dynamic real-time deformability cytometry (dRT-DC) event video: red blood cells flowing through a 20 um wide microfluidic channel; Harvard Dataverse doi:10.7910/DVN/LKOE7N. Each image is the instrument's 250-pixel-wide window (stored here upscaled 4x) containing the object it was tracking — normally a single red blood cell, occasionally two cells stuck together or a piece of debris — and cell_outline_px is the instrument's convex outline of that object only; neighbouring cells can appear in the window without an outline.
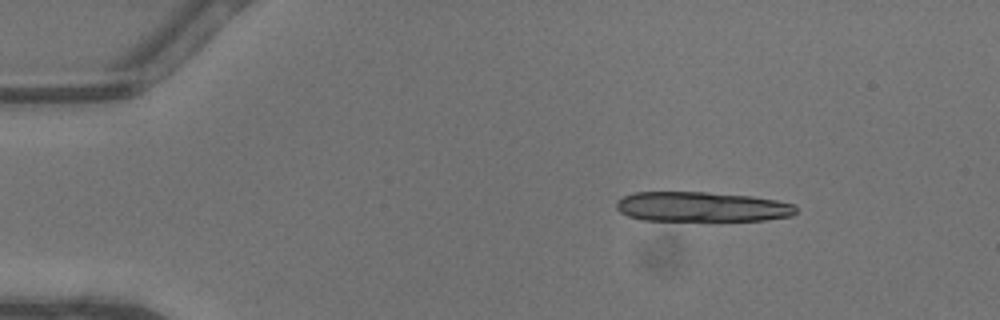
{"species": "common noctule bat (a hibernating species)", "species_latin": "Nyctalus noctula", "temperature_condition": "warm", "stored_images_in_passage": 40, "camera_frame_rate_fps": 3000, "um_per_image_px": 0.085, "animal": {"sex": "male", "body_mass_g": 13.3}, "frame": {"image": 1, "passage_image": 1, "time_ms": 0.0, "image_size_px": [1000, 320], "cell_outline_px": [[796, 212], [792, 216], [764, 220], [640, 220], [628, 216], [620, 212], [616, 208], [616, 200], [624, 196], [636, 192], [708, 192], [752, 196], [776, 200], [796, 204]], "centroid_in_image_um": [59.65, 17.57], "position_along_channel_um": 25.4, "area_um2": 31.39}}
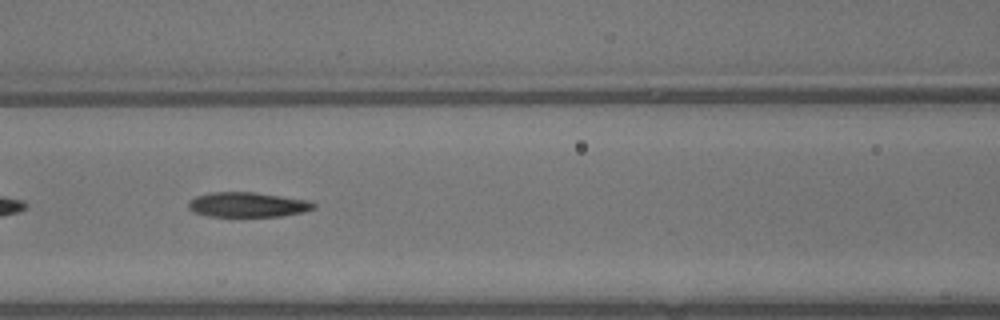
{"frame": {"image": 2, "passage_image": 15, "time_ms": 4.667, "image_size_px": [1000, 320], "cell_outline_px": [[316, 208], [304, 212], [280, 216], [208, 216], [192, 212], [188, 208], [188, 204], [196, 196], [212, 192], [256, 192], [308, 200], [316, 204]], "centroid_in_image_um": [21.07, 17.39], "position_along_channel_um": 145.5, "area_um2": 18.15}}
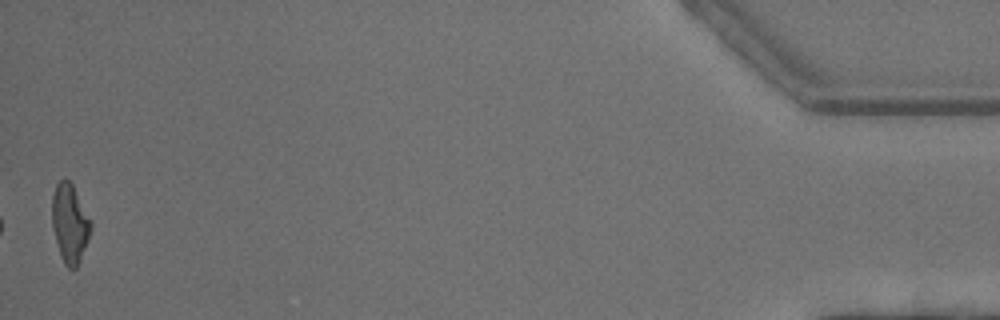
{"frame": {"image": 3, "passage_image": 40, "time_ms": 13.0, "image_size_px": [1000, 320], "cell_outline_px": [[92, 228], [80, 260], [76, 268], [68, 268], [64, 264], [60, 256], [52, 228], [52, 196], [56, 184], [64, 176], [72, 184], [92, 224]], "centroid_in_image_um": [5.91, 18.98], "position_along_channel_um": 429.3, "area_um2": 17.69}, "authors_computed_cell_mechanics": {"area_um2": 18.9584, "velocity_mm_per_s": 4.5638, "shape_relaxation_time_tau1_ms": 5.6125, "shape_relaxation_time_tau2_ms": 2.7577, "deformation_change_tau1": 0.1935, "deformation_change_tau2": 0.1344}}